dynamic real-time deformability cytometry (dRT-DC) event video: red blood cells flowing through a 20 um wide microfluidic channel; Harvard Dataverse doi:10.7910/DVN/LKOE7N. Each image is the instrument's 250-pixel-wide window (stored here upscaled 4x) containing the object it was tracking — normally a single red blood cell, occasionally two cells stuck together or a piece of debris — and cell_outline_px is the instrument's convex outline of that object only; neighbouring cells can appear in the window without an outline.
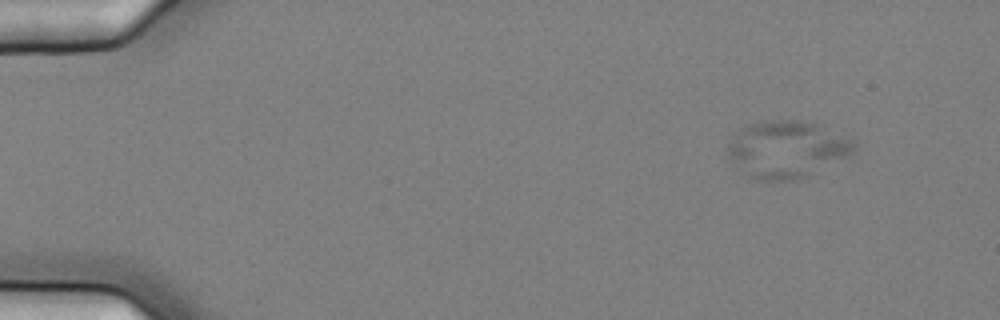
{"species": "common noctule bat (a hibernating species)", "species_latin": "Nyctalus noctula", "temperature_condition": "cold", "stored_images_in_passage": 6, "camera_frame_rate_fps": 3000, "um_per_image_px": 0.085, "animal": {"sex": "female", "body_mass_g": 25.1}, "frame": {"image": 1, "passage_image": 2, "time_ms": 0.333, "image_size_px": [1000, 320], "cell_outline_px": [[856, 148], [848, 156], [800, 180], [756, 180], [740, 172], [728, 156], [724, 148], [732, 132], [748, 124], [760, 120], [796, 120], [816, 124], [852, 136], [856, 140]], "centroid_in_image_um": [66.83, 12.67], "position_along_channel_um": 18.2, "area_um2": 43.12}}
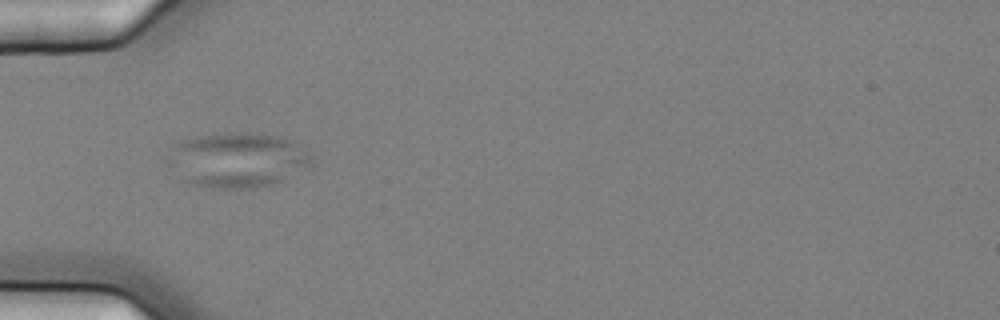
{"frame": {"image": 2, "passage_image": 6, "time_ms": 1.667, "image_size_px": [1000, 320], "cell_outline_px": [[312, 164], [272, 184], [252, 188], [212, 188], [192, 184], [184, 180], [180, 152], [180, 144], [184, 140], [200, 136], [232, 132], [248, 132], [280, 136], [288, 140], [308, 152], [312, 156]], "centroid_in_image_um": [20.44, 13.59], "position_along_channel_um": 64.6, "area_um2": 42.89}}